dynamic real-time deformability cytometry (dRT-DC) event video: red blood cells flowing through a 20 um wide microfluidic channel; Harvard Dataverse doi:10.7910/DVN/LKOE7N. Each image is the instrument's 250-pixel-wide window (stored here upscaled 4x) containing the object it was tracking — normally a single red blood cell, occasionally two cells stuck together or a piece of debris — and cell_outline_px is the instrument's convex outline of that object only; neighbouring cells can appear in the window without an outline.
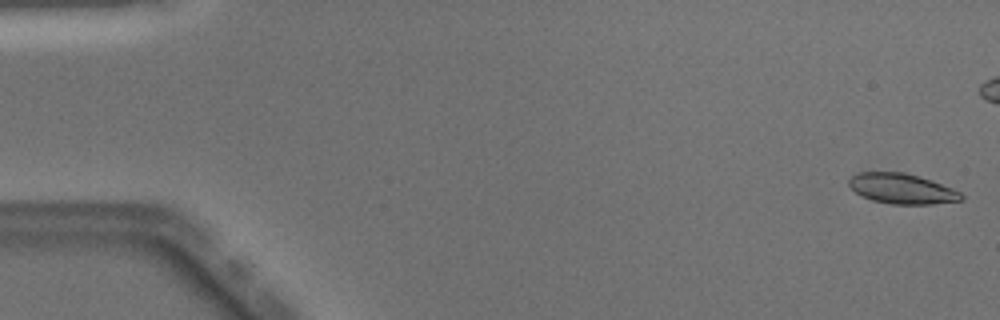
{"species": "Egyptian fruit bat (a non-hibernating species)", "species_latin": "Rousettus aegyptiacus", "temperature_condition": "warm", "stored_images_in_passage": 50, "camera_frame_rate_fps": 3000, "um_per_image_px": 0.085, "animal": {"sex": "male"}, "frame": {"image": 1, "passage_image": 1, "time_ms": 0.0, "image_size_px": [1000, 320], "cell_outline_px": [[964, 200], [932, 204], [892, 204], [872, 200], [856, 192], [848, 184], [848, 180], [852, 176], [860, 172], [904, 172], [920, 176], [932, 180], [952, 188], [960, 192], [964, 196]], "centroid_in_image_um": [76.7, 16.03], "position_along_channel_um": 8.3, "area_um2": 19.77}}
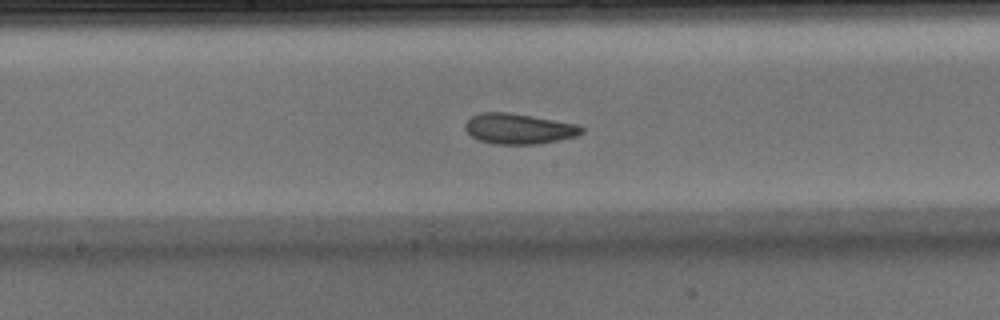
{"frame": {"image": 2, "passage_image": 26, "time_ms": 8.333, "image_size_px": [1000, 320], "cell_outline_px": [[584, 132], [576, 136], [536, 144], [496, 144], [480, 140], [472, 136], [464, 128], [464, 124], [472, 116], [480, 112], [508, 112], [532, 116], [576, 124], [584, 128]], "centroid_in_image_um": [44.08, 10.93], "position_along_channel_um": 204.1, "area_um2": 20.46}}
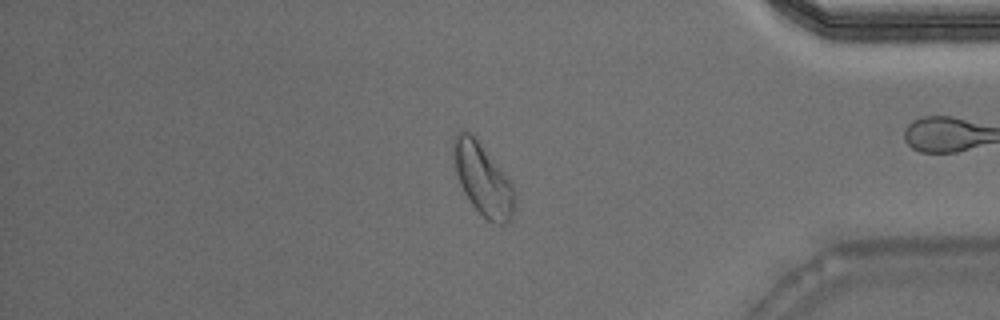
{"frame": {"image": 3, "passage_image": 42, "time_ms": 13.667, "image_size_px": [1000, 320], "cell_outline_px": [[516, 196], [512, 216], [504, 224], [496, 224], [488, 220], [472, 204], [464, 192], [460, 184], [456, 172], [452, 152], [452, 140], [456, 132], [468, 132], [480, 144], [512, 184], [516, 192]], "centroid_in_image_um": [41.03, 15.26], "position_along_channel_um": 394.2, "area_um2": 24.97}, "authors_computed_cell_mechanics": {"area_um2": 20.4612, "velocity_mm_per_s": 4.0533, "shape_relaxation_time_tau1_ms": 5.1402, "shape_relaxation_time_tau2_ms": 1.7705, "deformation_change_tau1": 0.1601, "deformation_change_tau2": 0.0855}}